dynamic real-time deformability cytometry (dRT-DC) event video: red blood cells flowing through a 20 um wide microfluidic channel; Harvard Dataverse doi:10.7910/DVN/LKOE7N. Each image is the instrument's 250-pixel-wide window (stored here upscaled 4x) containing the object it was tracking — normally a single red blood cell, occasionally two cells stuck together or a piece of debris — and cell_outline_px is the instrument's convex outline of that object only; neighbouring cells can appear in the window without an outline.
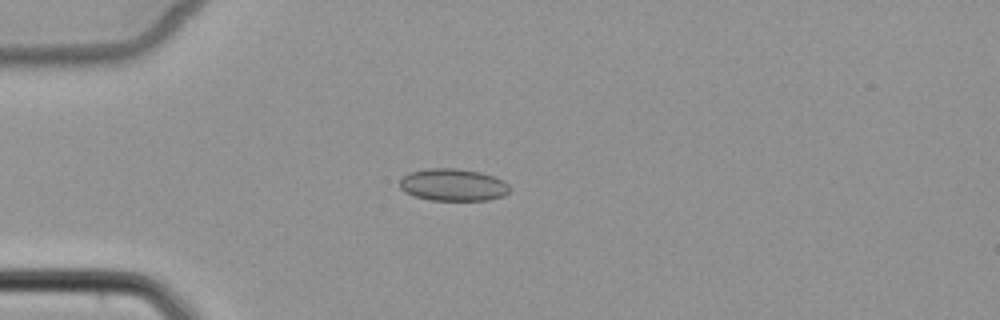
{"species": "common noctule bat (a hibernating species)", "species_latin": "Nyctalus noctula", "temperature_condition": "cold", "stored_images_in_passage": 3, "camera_frame_rate_fps": 3000, "um_per_image_px": 0.085, "animal": {"sex": "female", "body_mass_g": 22.7, "forearm_length_mm": 54.2}, "frame": {"image": 1, "passage_image": 3, "time_ms": 2.333, "image_size_px": [1000, 320], "cell_outline_px": [[508, 192], [504, 196], [488, 200], [432, 200], [416, 196], [404, 192], [400, 188], [400, 180], [408, 172], [428, 168], [456, 168], [480, 172], [504, 180], [508, 184]], "centroid_in_image_um": [38.5, 15.7], "position_along_channel_um": 46.5, "area_um2": 20.63}}